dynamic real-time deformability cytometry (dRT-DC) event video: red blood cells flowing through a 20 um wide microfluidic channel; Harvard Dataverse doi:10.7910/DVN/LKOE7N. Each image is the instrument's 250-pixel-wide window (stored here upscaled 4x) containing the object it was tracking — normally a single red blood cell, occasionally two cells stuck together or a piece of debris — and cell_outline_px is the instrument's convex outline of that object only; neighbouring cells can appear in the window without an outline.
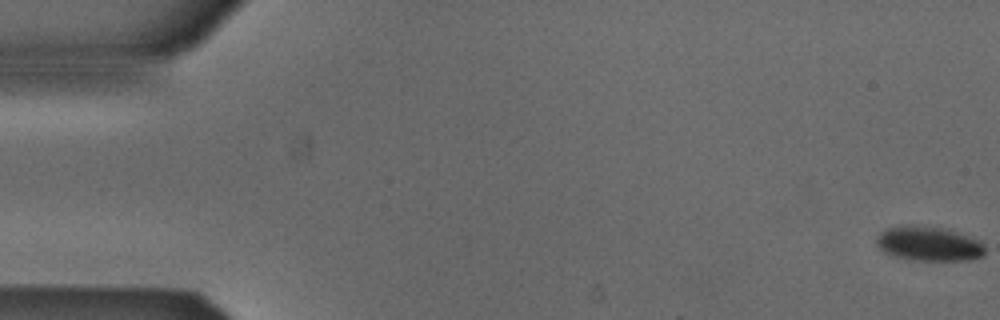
{"species": "Egyptian fruit bat (a non-hibernating species)", "species_latin": "Rousettus aegyptiacus", "temperature_condition": "cold", "stored_images_in_passage": 13, "camera_frame_rate_fps": 3000, "um_per_image_px": 0.085, "animal": {"sex": "male"}, "frame": {"image": 1, "passage_image": 1, "time_ms": 0.0, "image_size_px": [1000, 320], "cell_outline_px": [[984, 256], [968, 260], [916, 260], [896, 256], [884, 252], [876, 244], [876, 240], [880, 232], [888, 228], [900, 224], [912, 224], [948, 228], [980, 240], [984, 244]], "centroid_in_image_um": [78.96, 20.68], "position_along_channel_um": 6.0, "area_um2": 22.14}}